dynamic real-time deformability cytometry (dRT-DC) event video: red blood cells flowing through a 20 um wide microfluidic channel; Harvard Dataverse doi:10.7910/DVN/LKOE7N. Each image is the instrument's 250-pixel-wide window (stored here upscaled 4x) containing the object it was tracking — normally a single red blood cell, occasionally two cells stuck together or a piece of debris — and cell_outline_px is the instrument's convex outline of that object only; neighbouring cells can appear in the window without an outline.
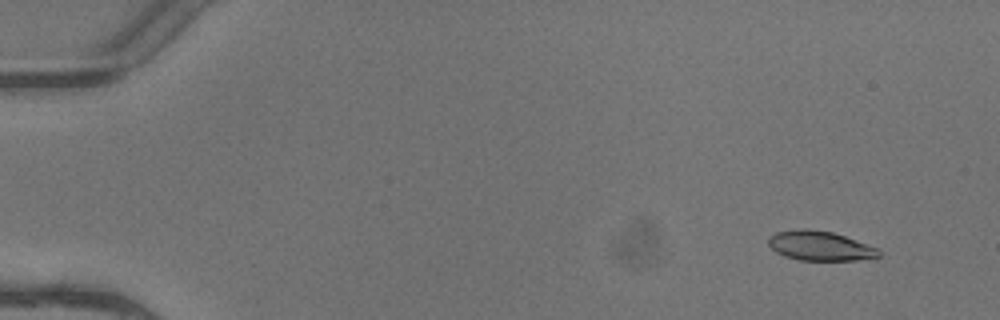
{"species": "common noctule bat (a hibernating species)", "species_latin": "Nyctalus noctula", "temperature_condition": "warm", "stored_images_in_passage": 5, "camera_frame_rate_fps": 3000, "um_per_image_px": 0.085, "animal": {"sex": "female"}, "frame": {"image": 1, "passage_image": 2, "time_ms": 0.333, "image_size_px": [1000, 320], "cell_outline_px": [[880, 256], [856, 260], [800, 260], [784, 256], [776, 252], [768, 244], [768, 236], [776, 232], [800, 228], [804, 228], [832, 232], [880, 248]], "centroid_in_image_um": [69.68, 20.89], "position_along_channel_um": 15.3, "area_um2": 19.02}}
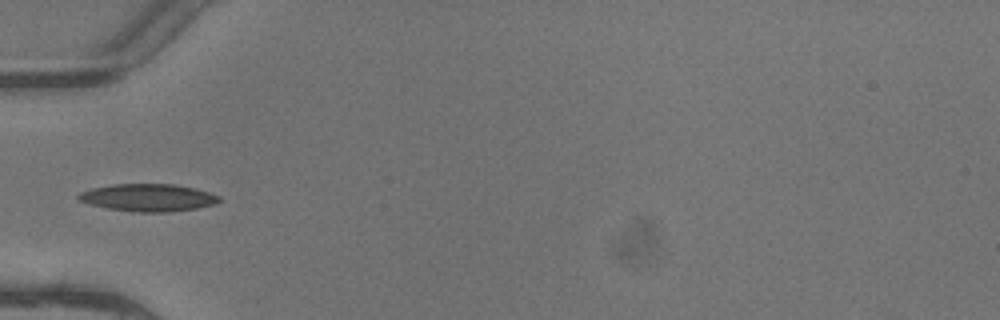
{"frame": {"image": 2, "passage_image": 5, "time_ms": 1.333, "image_size_px": [1000, 320], "cell_outline_px": [[220, 200], [216, 204], [196, 208], [168, 212], [136, 212], [108, 208], [76, 200], [76, 196], [80, 192], [92, 188], [112, 184], [172, 184], [196, 188], [220, 196]], "centroid_in_image_um": [12.58, 16.79], "position_along_channel_um": 72.4, "area_um2": 22.48}}